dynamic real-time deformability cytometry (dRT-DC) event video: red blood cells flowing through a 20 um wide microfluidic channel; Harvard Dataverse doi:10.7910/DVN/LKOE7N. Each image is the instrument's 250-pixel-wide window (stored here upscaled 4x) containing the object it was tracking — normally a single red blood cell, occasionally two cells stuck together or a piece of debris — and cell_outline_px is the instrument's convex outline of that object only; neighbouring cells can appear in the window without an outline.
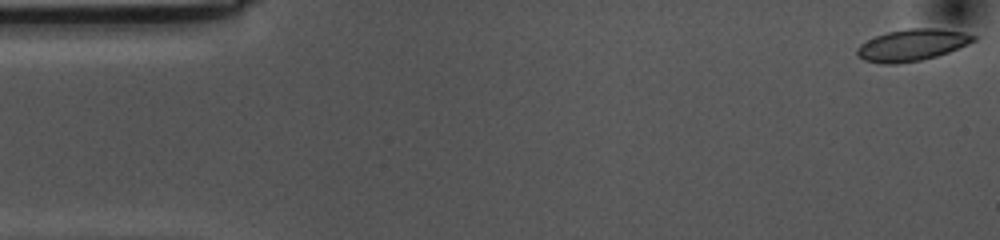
{"species": "common noctule bat (a hibernating species)", "species_latin": "Nyctalus noctula", "temperature_condition": "cold", "stored_images_in_passage": 55, "camera_frame_rate_fps": 3000, "um_per_image_px": 0.085, "animal": {"sex": "female", "body_mass_g": 10.0, "forearm_length_mm": 53.1}, "frame": {"image": 1, "passage_image": 1, "time_ms": 0.0, "image_size_px": [1000, 240], "cell_outline_px": [[976, 40], [968, 44], [948, 52], [936, 56], [920, 60], [896, 64], [884, 64], [864, 60], [856, 56], [856, 48], [860, 44], [876, 36], [888, 32], [908, 28], [940, 28], [964, 32], [976, 36]], "centroid_in_image_um": [77.51, 3.82], "position_along_channel_um": 7.5, "area_um2": 21.5}}
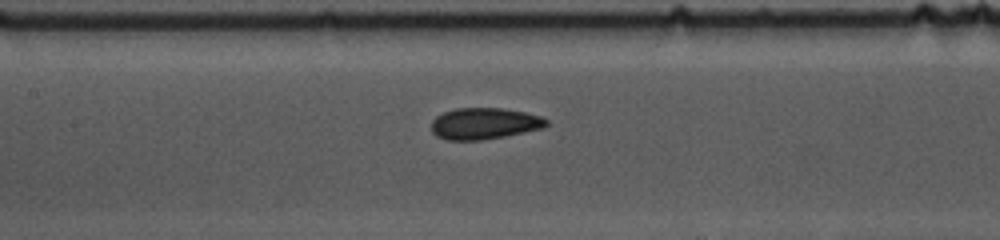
{"frame": {"image": 2, "passage_image": 24, "time_ms": 7.667, "image_size_px": [1000, 240], "cell_outline_px": [[548, 124], [544, 128], [504, 136], [480, 140], [444, 140], [436, 136], [432, 132], [432, 120], [436, 116], [444, 112], [456, 108], [500, 108], [524, 112], [540, 116], [548, 120]], "centroid_in_image_um": [41.15, 10.5], "position_along_channel_um": 166.3, "area_um2": 21.04}}
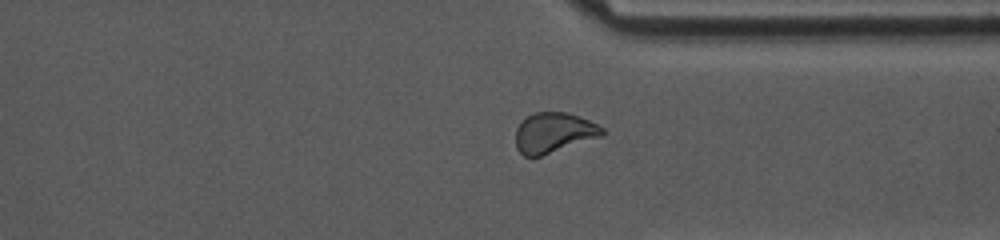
{"frame": {"image": 3, "passage_image": 41, "time_ms": 13.333, "image_size_px": [1000, 240], "cell_outline_px": [[604, 132], [600, 136], [532, 160], [524, 156], [516, 148], [516, 128], [520, 120], [532, 112], [568, 112], [588, 120], [604, 128]], "centroid_in_image_um": [46.99, 11.3], "position_along_channel_um": 364.4, "area_um2": 20.63}, "authors_computed_cell_mechanics": {"area_um2": 21.097, "velocity_mm_per_s": 3.5227, "shape_relaxation_time_tau1_ms": 4.5511, "shape_relaxation_time_tau2_ms": 2.3776, "deformation_change_tau1": 0.0903, "deformation_change_tau2": 0.0582}}